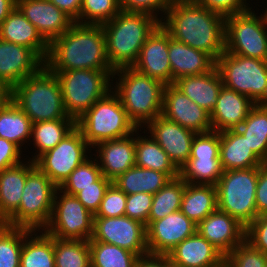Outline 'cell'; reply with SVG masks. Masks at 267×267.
Masks as SVG:
<instances>
[{
	"label": "cell",
	"instance_id": "cell-1",
	"mask_svg": "<svg viewBox=\"0 0 267 267\" xmlns=\"http://www.w3.org/2000/svg\"><path fill=\"white\" fill-rule=\"evenodd\" d=\"M160 25L169 35L215 61L225 51V17L194 0H175Z\"/></svg>",
	"mask_w": 267,
	"mask_h": 267
},
{
	"label": "cell",
	"instance_id": "cell-2",
	"mask_svg": "<svg viewBox=\"0 0 267 267\" xmlns=\"http://www.w3.org/2000/svg\"><path fill=\"white\" fill-rule=\"evenodd\" d=\"M45 66L50 71L114 70L107 57L102 25L74 22L49 43Z\"/></svg>",
	"mask_w": 267,
	"mask_h": 267
},
{
	"label": "cell",
	"instance_id": "cell-3",
	"mask_svg": "<svg viewBox=\"0 0 267 267\" xmlns=\"http://www.w3.org/2000/svg\"><path fill=\"white\" fill-rule=\"evenodd\" d=\"M160 21L144 12L120 11L112 20L102 24L107 57L116 70L132 67L147 37Z\"/></svg>",
	"mask_w": 267,
	"mask_h": 267
},
{
	"label": "cell",
	"instance_id": "cell-4",
	"mask_svg": "<svg viewBox=\"0 0 267 267\" xmlns=\"http://www.w3.org/2000/svg\"><path fill=\"white\" fill-rule=\"evenodd\" d=\"M112 79V82L116 80L112 83V90L137 128H143L162 114L165 84L161 81L140 74L132 67L116 69Z\"/></svg>",
	"mask_w": 267,
	"mask_h": 267
},
{
	"label": "cell",
	"instance_id": "cell-5",
	"mask_svg": "<svg viewBox=\"0 0 267 267\" xmlns=\"http://www.w3.org/2000/svg\"><path fill=\"white\" fill-rule=\"evenodd\" d=\"M12 100L32 123L72 118L65 110L57 75L45 65L13 87Z\"/></svg>",
	"mask_w": 267,
	"mask_h": 267
},
{
	"label": "cell",
	"instance_id": "cell-6",
	"mask_svg": "<svg viewBox=\"0 0 267 267\" xmlns=\"http://www.w3.org/2000/svg\"><path fill=\"white\" fill-rule=\"evenodd\" d=\"M76 126L91 148L103 141L127 137L138 129L113 90L79 117Z\"/></svg>",
	"mask_w": 267,
	"mask_h": 267
},
{
	"label": "cell",
	"instance_id": "cell-7",
	"mask_svg": "<svg viewBox=\"0 0 267 267\" xmlns=\"http://www.w3.org/2000/svg\"><path fill=\"white\" fill-rule=\"evenodd\" d=\"M115 70L52 71L61 85L63 104L67 114L77 120L91 106L112 90Z\"/></svg>",
	"mask_w": 267,
	"mask_h": 267
},
{
	"label": "cell",
	"instance_id": "cell-8",
	"mask_svg": "<svg viewBox=\"0 0 267 267\" xmlns=\"http://www.w3.org/2000/svg\"><path fill=\"white\" fill-rule=\"evenodd\" d=\"M57 189L50 178L35 166L26 176L19 208L3 224L44 230L51 218Z\"/></svg>",
	"mask_w": 267,
	"mask_h": 267
},
{
	"label": "cell",
	"instance_id": "cell-9",
	"mask_svg": "<svg viewBox=\"0 0 267 267\" xmlns=\"http://www.w3.org/2000/svg\"><path fill=\"white\" fill-rule=\"evenodd\" d=\"M258 167L223 171L216 186L218 210L228 213L245 228L257 217Z\"/></svg>",
	"mask_w": 267,
	"mask_h": 267
},
{
	"label": "cell",
	"instance_id": "cell-10",
	"mask_svg": "<svg viewBox=\"0 0 267 267\" xmlns=\"http://www.w3.org/2000/svg\"><path fill=\"white\" fill-rule=\"evenodd\" d=\"M216 68L223 86L255 104H267V61L224 51L216 60Z\"/></svg>",
	"mask_w": 267,
	"mask_h": 267
},
{
	"label": "cell",
	"instance_id": "cell-11",
	"mask_svg": "<svg viewBox=\"0 0 267 267\" xmlns=\"http://www.w3.org/2000/svg\"><path fill=\"white\" fill-rule=\"evenodd\" d=\"M262 13L250 8L225 17L226 52L267 61V15Z\"/></svg>",
	"mask_w": 267,
	"mask_h": 267
},
{
	"label": "cell",
	"instance_id": "cell-12",
	"mask_svg": "<svg viewBox=\"0 0 267 267\" xmlns=\"http://www.w3.org/2000/svg\"><path fill=\"white\" fill-rule=\"evenodd\" d=\"M94 214L75 197L59 188L55 193L51 218L44 231L57 239L89 241L93 236Z\"/></svg>",
	"mask_w": 267,
	"mask_h": 267
},
{
	"label": "cell",
	"instance_id": "cell-13",
	"mask_svg": "<svg viewBox=\"0 0 267 267\" xmlns=\"http://www.w3.org/2000/svg\"><path fill=\"white\" fill-rule=\"evenodd\" d=\"M91 151L76 126L54 148L44 152L34 162L59 188L71 172L91 156Z\"/></svg>",
	"mask_w": 267,
	"mask_h": 267
},
{
	"label": "cell",
	"instance_id": "cell-14",
	"mask_svg": "<svg viewBox=\"0 0 267 267\" xmlns=\"http://www.w3.org/2000/svg\"><path fill=\"white\" fill-rule=\"evenodd\" d=\"M89 241H101L135 253L138 257L149 253L146 225L125 215L94 217L93 236Z\"/></svg>",
	"mask_w": 267,
	"mask_h": 267
},
{
	"label": "cell",
	"instance_id": "cell-15",
	"mask_svg": "<svg viewBox=\"0 0 267 267\" xmlns=\"http://www.w3.org/2000/svg\"><path fill=\"white\" fill-rule=\"evenodd\" d=\"M143 128L141 129L144 130L143 133L145 134L146 131L147 135L150 134L180 171L190 158L192 142L196 133L162 115L149 121Z\"/></svg>",
	"mask_w": 267,
	"mask_h": 267
},
{
	"label": "cell",
	"instance_id": "cell-16",
	"mask_svg": "<svg viewBox=\"0 0 267 267\" xmlns=\"http://www.w3.org/2000/svg\"><path fill=\"white\" fill-rule=\"evenodd\" d=\"M162 116L197 133L212 131L210 114L174 84L165 85Z\"/></svg>",
	"mask_w": 267,
	"mask_h": 267
},
{
	"label": "cell",
	"instance_id": "cell-17",
	"mask_svg": "<svg viewBox=\"0 0 267 267\" xmlns=\"http://www.w3.org/2000/svg\"><path fill=\"white\" fill-rule=\"evenodd\" d=\"M197 224L181 211L153 221L147 228L149 254L168 255L184 239L196 232Z\"/></svg>",
	"mask_w": 267,
	"mask_h": 267
},
{
	"label": "cell",
	"instance_id": "cell-18",
	"mask_svg": "<svg viewBox=\"0 0 267 267\" xmlns=\"http://www.w3.org/2000/svg\"><path fill=\"white\" fill-rule=\"evenodd\" d=\"M168 48L169 33L159 24L147 37L132 68L165 85L172 84Z\"/></svg>",
	"mask_w": 267,
	"mask_h": 267
},
{
	"label": "cell",
	"instance_id": "cell-19",
	"mask_svg": "<svg viewBox=\"0 0 267 267\" xmlns=\"http://www.w3.org/2000/svg\"><path fill=\"white\" fill-rule=\"evenodd\" d=\"M44 65L33 49L0 39V79L12 88Z\"/></svg>",
	"mask_w": 267,
	"mask_h": 267
},
{
	"label": "cell",
	"instance_id": "cell-20",
	"mask_svg": "<svg viewBox=\"0 0 267 267\" xmlns=\"http://www.w3.org/2000/svg\"><path fill=\"white\" fill-rule=\"evenodd\" d=\"M16 7L48 43L61 36L74 23L48 0H16Z\"/></svg>",
	"mask_w": 267,
	"mask_h": 267
},
{
	"label": "cell",
	"instance_id": "cell-21",
	"mask_svg": "<svg viewBox=\"0 0 267 267\" xmlns=\"http://www.w3.org/2000/svg\"><path fill=\"white\" fill-rule=\"evenodd\" d=\"M196 231L225 257L245 239V227L218 209L200 221Z\"/></svg>",
	"mask_w": 267,
	"mask_h": 267
},
{
	"label": "cell",
	"instance_id": "cell-22",
	"mask_svg": "<svg viewBox=\"0 0 267 267\" xmlns=\"http://www.w3.org/2000/svg\"><path fill=\"white\" fill-rule=\"evenodd\" d=\"M92 150H96V155L92 156L96 157L102 175L113 181L136 165L135 132L124 138L100 142Z\"/></svg>",
	"mask_w": 267,
	"mask_h": 267
},
{
	"label": "cell",
	"instance_id": "cell-23",
	"mask_svg": "<svg viewBox=\"0 0 267 267\" xmlns=\"http://www.w3.org/2000/svg\"><path fill=\"white\" fill-rule=\"evenodd\" d=\"M178 267H225V256L197 231L167 255Z\"/></svg>",
	"mask_w": 267,
	"mask_h": 267
},
{
	"label": "cell",
	"instance_id": "cell-24",
	"mask_svg": "<svg viewBox=\"0 0 267 267\" xmlns=\"http://www.w3.org/2000/svg\"><path fill=\"white\" fill-rule=\"evenodd\" d=\"M254 105L247 96L223 86L210 114L212 130L221 132L238 128Z\"/></svg>",
	"mask_w": 267,
	"mask_h": 267
},
{
	"label": "cell",
	"instance_id": "cell-25",
	"mask_svg": "<svg viewBox=\"0 0 267 267\" xmlns=\"http://www.w3.org/2000/svg\"><path fill=\"white\" fill-rule=\"evenodd\" d=\"M168 56L172 84L179 78L206 74L216 67V61L209 54L179 42L170 35Z\"/></svg>",
	"mask_w": 267,
	"mask_h": 267
},
{
	"label": "cell",
	"instance_id": "cell-26",
	"mask_svg": "<svg viewBox=\"0 0 267 267\" xmlns=\"http://www.w3.org/2000/svg\"><path fill=\"white\" fill-rule=\"evenodd\" d=\"M0 39L33 49L44 61L48 55L49 43L17 7L1 24Z\"/></svg>",
	"mask_w": 267,
	"mask_h": 267
},
{
	"label": "cell",
	"instance_id": "cell-27",
	"mask_svg": "<svg viewBox=\"0 0 267 267\" xmlns=\"http://www.w3.org/2000/svg\"><path fill=\"white\" fill-rule=\"evenodd\" d=\"M35 166V162L26 157V162L0 171V223L19 208L26 176Z\"/></svg>",
	"mask_w": 267,
	"mask_h": 267
},
{
	"label": "cell",
	"instance_id": "cell-28",
	"mask_svg": "<svg viewBox=\"0 0 267 267\" xmlns=\"http://www.w3.org/2000/svg\"><path fill=\"white\" fill-rule=\"evenodd\" d=\"M219 158L223 171L249 169L263 164L237 129L220 132Z\"/></svg>",
	"mask_w": 267,
	"mask_h": 267
},
{
	"label": "cell",
	"instance_id": "cell-29",
	"mask_svg": "<svg viewBox=\"0 0 267 267\" xmlns=\"http://www.w3.org/2000/svg\"><path fill=\"white\" fill-rule=\"evenodd\" d=\"M174 85L209 114L216 106L219 93L223 87L216 67L206 74L179 78L174 82Z\"/></svg>",
	"mask_w": 267,
	"mask_h": 267
},
{
	"label": "cell",
	"instance_id": "cell-30",
	"mask_svg": "<svg viewBox=\"0 0 267 267\" xmlns=\"http://www.w3.org/2000/svg\"><path fill=\"white\" fill-rule=\"evenodd\" d=\"M218 209L215 185L190 184L185 182L180 211L198 224Z\"/></svg>",
	"mask_w": 267,
	"mask_h": 267
},
{
	"label": "cell",
	"instance_id": "cell-31",
	"mask_svg": "<svg viewBox=\"0 0 267 267\" xmlns=\"http://www.w3.org/2000/svg\"><path fill=\"white\" fill-rule=\"evenodd\" d=\"M135 131V161L136 166L166 173L171 179L179 176V170L170 161L167 153L150 136ZM147 137V138H146Z\"/></svg>",
	"mask_w": 267,
	"mask_h": 267
},
{
	"label": "cell",
	"instance_id": "cell-32",
	"mask_svg": "<svg viewBox=\"0 0 267 267\" xmlns=\"http://www.w3.org/2000/svg\"><path fill=\"white\" fill-rule=\"evenodd\" d=\"M171 178L166 174L152 169L133 166L112 181L126 195L135 193H157Z\"/></svg>",
	"mask_w": 267,
	"mask_h": 267
},
{
	"label": "cell",
	"instance_id": "cell-33",
	"mask_svg": "<svg viewBox=\"0 0 267 267\" xmlns=\"http://www.w3.org/2000/svg\"><path fill=\"white\" fill-rule=\"evenodd\" d=\"M75 127L76 120L73 118L33 123L30 142H33L35 153L34 156L31 155L32 158L28 157V159L35 161L44 152L54 148Z\"/></svg>",
	"mask_w": 267,
	"mask_h": 267
},
{
	"label": "cell",
	"instance_id": "cell-34",
	"mask_svg": "<svg viewBox=\"0 0 267 267\" xmlns=\"http://www.w3.org/2000/svg\"><path fill=\"white\" fill-rule=\"evenodd\" d=\"M20 267H55L54 237L44 230H31L23 241Z\"/></svg>",
	"mask_w": 267,
	"mask_h": 267
},
{
	"label": "cell",
	"instance_id": "cell-35",
	"mask_svg": "<svg viewBox=\"0 0 267 267\" xmlns=\"http://www.w3.org/2000/svg\"><path fill=\"white\" fill-rule=\"evenodd\" d=\"M236 129L246 138L253 153L267 163V104H255Z\"/></svg>",
	"mask_w": 267,
	"mask_h": 267
},
{
	"label": "cell",
	"instance_id": "cell-36",
	"mask_svg": "<svg viewBox=\"0 0 267 267\" xmlns=\"http://www.w3.org/2000/svg\"><path fill=\"white\" fill-rule=\"evenodd\" d=\"M32 124L13 100L0 109V138L13 142L20 149L30 141Z\"/></svg>",
	"mask_w": 267,
	"mask_h": 267
},
{
	"label": "cell",
	"instance_id": "cell-37",
	"mask_svg": "<svg viewBox=\"0 0 267 267\" xmlns=\"http://www.w3.org/2000/svg\"><path fill=\"white\" fill-rule=\"evenodd\" d=\"M185 181L180 177L173 178L153 194L151 210L148 216V226L155 220L180 211Z\"/></svg>",
	"mask_w": 267,
	"mask_h": 267
},
{
	"label": "cell",
	"instance_id": "cell-38",
	"mask_svg": "<svg viewBox=\"0 0 267 267\" xmlns=\"http://www.w3.org/2000/svg\"><path fill=\"white\" fill-rule=\"evenodd\" d=\"M222 173L219 157H190L179 176L190 184L216 185Z\"/></svg>",
	"mask_w": 267,
	"mask_h": 267
},
{
	"label": "cell",
	"instance_id": "cell-39",
	"mask_svg": "<svg viewBox=\"0 0 267 267\" xmlns=\"http://www.w3.org/2000/svg\"><path fill=\"white\" fill-rule=\"evenodd\" d=\"M91 267H134L135 253L101 241H89Z\"/></svg>",
	"mask_w": 267,
	"mask_h": 267
},
{
	"label": "cell",
	"instance_id": "cell-40",
	"mask_svg": "<svg viewBox=\"0 0 267 267\" xmlns=\"http://www.w3.org/2000/svg\"><path fill=\"white\" fill-rule=\"evenodd\" d=\"M55 267H91L89 241L54 238Z\"/></svg>",
	"mask_w": 267,
	"mask_h": 267
},
{
	"label": "cell",
	"instance_id": "cell-41",
	"mask_svg": "<svg viewBox=\"0 0 267 267\" xmlns=\"http://www.w3.org/2000/svg\"><path fill=\"white\" fill-rule=\"evenodd\" d=\"M27 228L0 223V267H20V257Z\"/></svg>",
	"mask_w": 267,
	"mask_h": 267
},
{
	"label": "cell",
	"instance_id": "cell-42",
	"mask_svg": "<svg viewBox=\"0 0 267 267\" xmlns=\"http://www.w3.org/2000/svg\"><path fill=\"white\" fill-rule=\"evenodd\" d=\"M101 176L102 172L98 166L97 160L91 155L71 172L59 189L67 194L75 195L81 188L95 186V182Z\"/></svg>",
	"mask_w": 267,
	"mask_h": 267
},
{
	"label": "cell",
	"instance_id": "cell-43",
	"mask_svg": "<svg viewBox=\"0 0 267 267\" xmlns=\"http://www.w3.org/2000/svg\"><path fill=\"white\" fill-rule=\"evenodd\" d=\"M120 12L119 0H82L79 23L102 25Z\"/></svg>",
	"mask_w": 267,
	"mask_h": 267
},
{
	"label": "cell",
	"instance_id": "cell-44",
	"mask_svg": "<svg viewBox=\"0 0 267 267\" xmlns=\"http://www.w3.org/2000/svg\"><path fill=\"white\" fill-rule=\"evenodd\" d=\"M225 267H267V255L244 239L225 257Z\"/></svg>",
	"mask_w": 267,
	"mask_h": 267
},
{
	"label": "cell",
	"instance_id": "cell-45",
	"mask_svg": "<svg viewBox=\"0 0 267 267\" xmlns=\"http://www.w3.org/2000/svg\"><path fill=\"white\" fill-rule=\"evenodd\" d=\"M127 195L115 184L107 188L94 217H119L125 214Z\"/></svg>",
	"mask_w": 267,
	"mask_h": 267
},
{
	"label": "cell",
	"instance_id": "cell-46",
	"mask_svg": "<svg viewBox=\"0 0 267 267\" xmlns=\"http://www.w3.org/2000/svg\"><path fill=\"white\" fill-rule=\"evenodd\" d=\"M174 1L175 0H119V5L120 11L144 12L161 21Z\"/></svg>",
	"mask_w": 267,
	"mask_h": 267
},
{
	"label": "cell",
	"instance_id": "cell-47",
	"mask_svg": "<svg viewBox=\"0 0 267 267\" xmlns=\"http://www.w3.org/2000/svg\"><path fill=\"white\" fill-rule=\"evenodd\" d=\"M153 194L135 193L127 195L125 216L138 220L148 227V216L151 210Z\"/></svg>",
	"mask_w": 267,
	"mask_h": 267
},
{
	"label": "cell",
	"instance_id": "cell-48",
	"mask_svg": "<svg viewBox=\"0 0 267 267\" xmlns=\"http://www.w3.org/2000/svg\"><path fill=\"white\" fill-rule=\"evenodd\" d=\"M220 132L209 131L194 136L190 157H219Z\"/></svg>",
	"mask_w": 267,
	"mask_h": 267
},
{
	"label": "cell",
	"instance_id": "cell-49",
	"mask_svg": "<svg viewBox=\"0 0 267 267\" xmlns=\"http://www.w3.org/2000/svg\"><path fill=\"white\" fill-rule=\"evenodd\" d=\"M111 183V180L102 175L95 182V186L81 188V190L75 194V197L84 205L86 209H88L92 214H95L99 209L104 194Z\"/></svg>",
	"mask_w": 267,
	"mask_h": 267
},
{
	"label": "cell",
	"instance_id": "cell-50",
	"mask_svg": "<svg viewBox=\"0 0 267 267\" xmlns=\"http://www.w3.org/2000/svg\"><path fill=\"white\" fill-rule=\"evenodd\" d=\"M245 240L267 255V215H258L245 228Z\"/></svg>",
	"mask_w": 267,
	"mask_h": 267
},
{
	"label": "cell",
	"instance_id": "cell-51",
	"mask_svg": "<svg viewBox=\"0 0 267 267\" xmlns=\"http://www.w3.org/2000/svg\"><path fill=\"white\" fill-rule=\"evenodd\" d=\"M200 6L217 12L224 17L249 10L248 0H194ZM249 5V6H248Z\"/></svg>",
	"mask_w": 267,
	"mask_h": 267
},
{
	"label": "cell",
	"instance_id": "cell-52",
	"mask_svg": "<svg viewBox=\"0 0 267 267\" xmlns=\"http://www.w3.org/2000/svg\"><path fill=\"white\" fill-rule=\"evenodd\" d=\"M22 151L23 150L13 142L0 138V171L26 160L25 156L24 159H22Z\"/></svg>",
	"mask_w": 267,
	"mask_h": 267
},
{
	"label": "cell",
	"instance_id": "cell-53",
	"mask_svg": "<svg viewBox=\"0 0 267 267\" xmlns=\"http://www.w3.org/2000/svg\"><path fill=\"white\" fill-rule=\"evenodd\" d=\"M255 200L257 216L267 215V163H263L258 167Z\"/></svg>",
	"mask_w": 267,
	"mask_h": 267
},
{
	"label": "cell",
	"instance_id": "cell-54",
	"mask_svg": "<svg viewBox=\"0 0 267 267\" xmlns=\"http://www.w3.org/2000/svg\"><path fill=\"white\" fill-rule=\"evenodd\" d=\"M134 267H178L167 255L146 254L138 257Z\"/></svg>",
	"mask_w": 267,
	"mask_h": 267
},
{
	"label": "cell",
	"instance_id": "cell-55",
	"mask_svg": "<svg viewBox=\"0 0 267 267\" xmlns=\"http://www.w3.org/2000/svg\"><path fill=\"white\" fill-rule=\"evenodd\" d=\"M67 14L74 22L79 23L82 0H48Z\"/></svg>",
	"mask_w": 267,
	"mask_h": 267
},
{
	"label": "cell",
	"instance_id": "cell-56",
	"mask_svg": "<svg viewBox=\"0 0 267 267\" xmlns=\"http://www.w3.org/2000/svg\"><path fill=\"white\" fill-rule=\"evenodd\" d=\"M13 97V88L6 83L4 80L0 79V109L7 106Z\"/></svg>",
	"mask_w": 267,
	"mask_h": 267
},
{
	"label": "cell",
	"instance_id": "cell-57",
	"mask_svg": "<svg viewBox=\"0 0 267 267\" xmlns=\"http://www.w3.org/2000/svg\"><path fill=\"white\" fill-rule=\"evenodd\" d=\"M15 7L16 0H0V26Z\"/></svg>",
	"mask_w": 267,
	"mask_h": 267
}]
</instances>
